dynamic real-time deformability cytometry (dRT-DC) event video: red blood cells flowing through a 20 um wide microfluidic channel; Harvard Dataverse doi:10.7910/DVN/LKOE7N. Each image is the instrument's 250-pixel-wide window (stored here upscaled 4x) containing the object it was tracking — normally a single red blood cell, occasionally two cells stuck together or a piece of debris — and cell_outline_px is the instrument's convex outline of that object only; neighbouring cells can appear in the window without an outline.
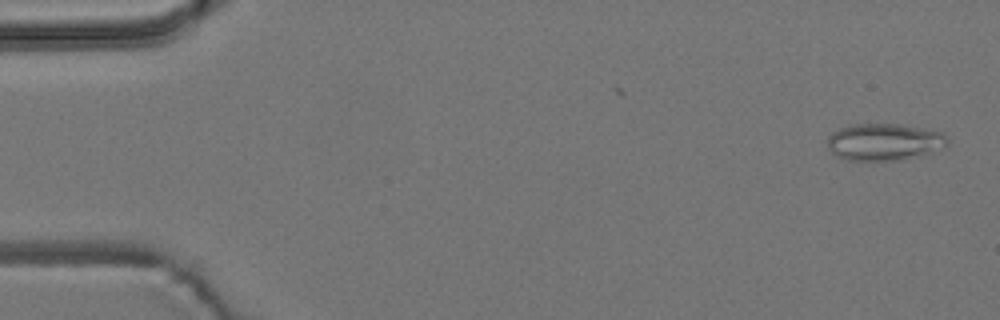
{"species": "common noctule bat (a hibernating species)", "species_latin": "Nyctalus noctula", "temperature_condition": "room temperature", "stored_images_in_passage": 5, "camera_frame_rate_fps": 3000, "um_per_image_px": 0.085, "animal": {"sex": "male", "body_mass_g": 19.2, "forearm_length_mm": 51.8}, "frame": {"image": 1, "passage_image": 1, "time_ms": 0.0, "image_size_px": [1000, 320], "cell_outline_px": [[948, 144], [944, 148], [920, 156], [900, 160], [848, 160], [836, 156], [828, 148], [828, 136], [832, 132], [848, 124], [900, 124], [940, 132], [948, 136]], "centroid_in_image_um": [75.16, 12.07], "position_along_channel_um": 9.8, "area_um2": 26.01}}